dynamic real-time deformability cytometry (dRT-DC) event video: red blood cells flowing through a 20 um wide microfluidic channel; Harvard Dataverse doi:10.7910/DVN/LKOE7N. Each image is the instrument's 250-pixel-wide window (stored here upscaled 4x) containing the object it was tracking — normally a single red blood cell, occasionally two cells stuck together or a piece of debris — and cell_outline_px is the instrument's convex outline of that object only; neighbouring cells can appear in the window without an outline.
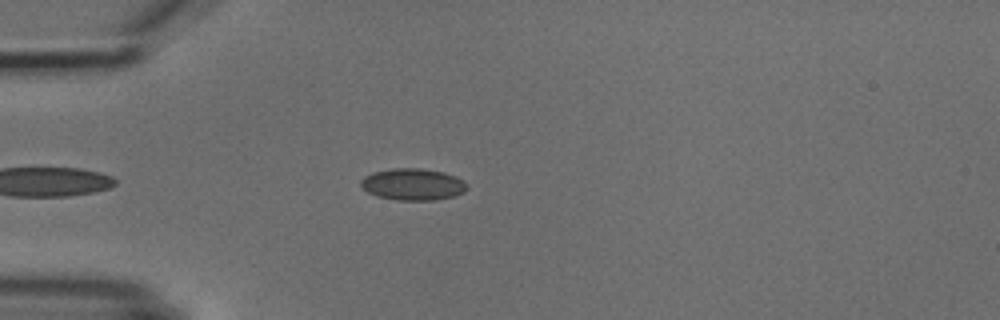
{"species": "common noctule bat (a hibernating species)", "species_latin": "Nyctalus noctula", "temperature_condition": "cold", "stored_images_in_passage": 3, "camera_frame_rate_fps": 3000, "um_per_image_px": 0.085, "animal": {"sex": "male", "body_mass_g": 18.8}, "frame": {"image": 1, "passage_image": 2, "time_ms": 1.333, "image_size_px": [1000, 320], "cell_outline_px": [[468, 188], [464, 192], [452, 196], [436, 200], [396, 200], [376, 196], [368, 192], [360, 184], [360, 180], [364, 176], [372, 172], [392, 168], [420, 168], [444, 172], [456, 176], [464, 180], [468, 184]], "centroid_in_image_um": [35.1, 15.66], "position_along_channel_um": 49.9, "area_um2": 19.83}}